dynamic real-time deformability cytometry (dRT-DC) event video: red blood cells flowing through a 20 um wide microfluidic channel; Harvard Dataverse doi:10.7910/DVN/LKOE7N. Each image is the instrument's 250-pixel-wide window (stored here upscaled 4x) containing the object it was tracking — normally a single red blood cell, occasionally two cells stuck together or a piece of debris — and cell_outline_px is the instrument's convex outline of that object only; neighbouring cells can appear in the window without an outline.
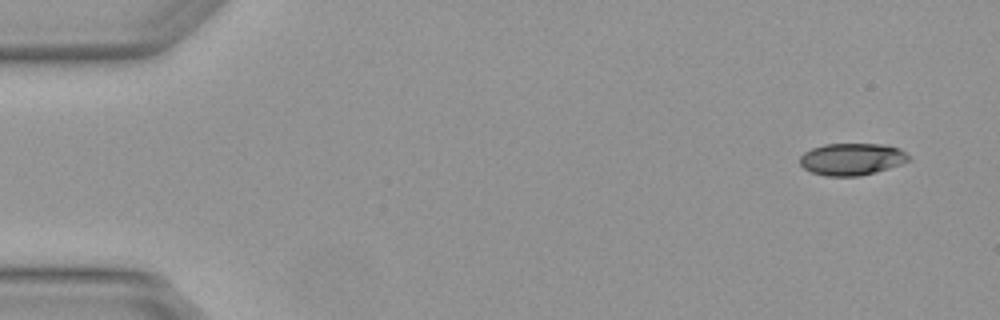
{"species": "Egyptian fruit bat (a non-hibernating species)", "species_latin": "Rousettus aegyptiacus", "temperature_condition": "warm", "stored_images_in_passage": 4, "camera_frame_rate_fps": 3000, "um_per_image_px": 0.085, "animal": {"sex": "female"}, "frame": {"image": 1, "passage_image": 1, "time_ms": 0.0, "image_size_px": [1000, 320], "cell_outline_px": [[912, 160], [876, 172], [860, 176], [824, 176], [812, 172], [804, 168], [800, 164], [800, 156], [804, 152], [812, 148], [824, 144], [884, 144], [900, 148], [912, 156]], "centroid_in_image_um": [72.44, 13.52], "position_along_channel_um": 12.6, "area_um2": 20.52}}
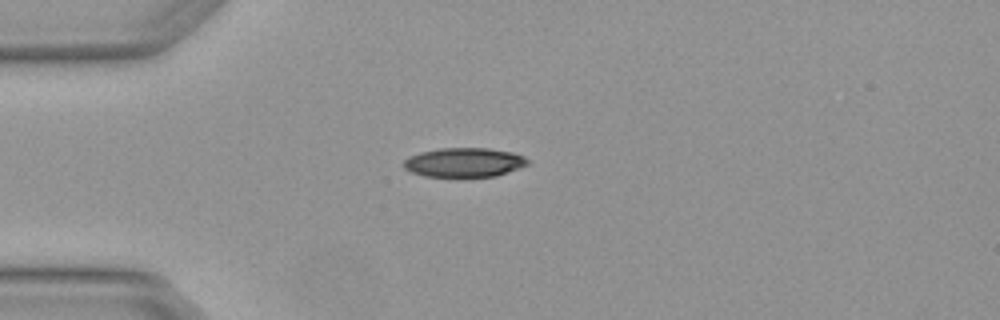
{"frame": {"image": 2, "passage_image": 4, "time_ms": 1.0, "image_size_px": [1000, 320], "cell_outline_px": [[528, 164], [496, 176], [424, 176], [412, 172], [404, 168], [404, 160], [408, 156], [420, 152], [440, 148], [488, 148], [512, 152], [524, 156], [528, 160]], "centroid_in_image_um": [39.43, 13.79], "position_along_channel_um": 45.6, "area_um2": 20.92}}